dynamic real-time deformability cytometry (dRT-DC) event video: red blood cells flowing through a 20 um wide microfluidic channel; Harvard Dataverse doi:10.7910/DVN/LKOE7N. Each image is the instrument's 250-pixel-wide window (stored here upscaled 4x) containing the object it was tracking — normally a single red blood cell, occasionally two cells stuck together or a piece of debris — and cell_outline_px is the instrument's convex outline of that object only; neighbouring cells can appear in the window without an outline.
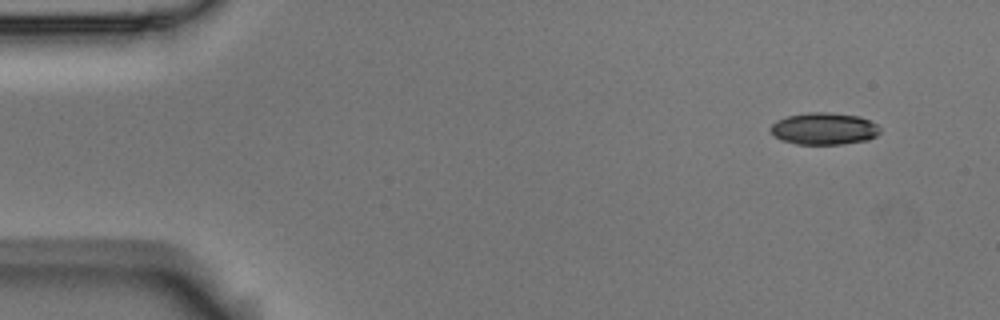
{"species": "Egyptian fruit bat (a non-hibernating species)", "species_latin": "Rousettus aegyptiacus", "temperature_condition": "room temperature", "stored_images_in_passage": 6, "camera_frame_rate_fps": 3000, "um_per_image_px": 0.085, "animal": {"sex": "male"}, "frame": {"image": 1, "passage_image": 1, "time_ms": 0.0, "image_size_px": [1000, 320], "cell_outline_px": [[880, 132], [876, 136], [868, 140], [844, 144], [796, 144], [780, 140], [772, 132], [772, 124], [776, 120], [788, 116], [808, 112], [828, 112], [860, 116], [876, 124], [880, 128]], "centroid_in_image_um": [70.07, 10.94], "position_along_channel_um": 14.9, "area_um2": 20.4}}
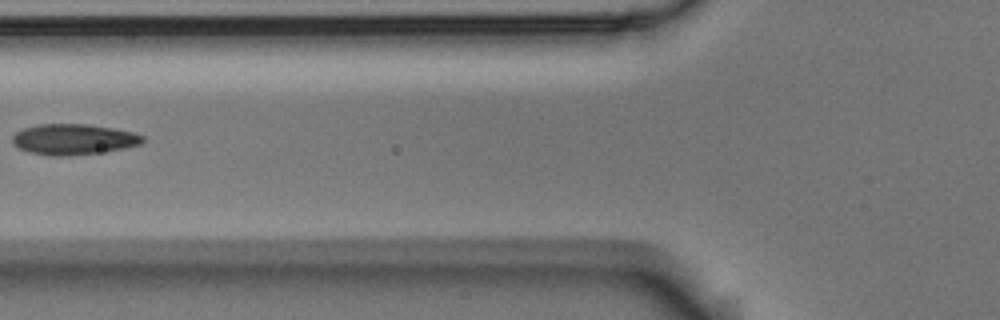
{"frame": {"image": 2, "passage_image": 5, "time_ms": 1.333, "image_size_px": [1000, 320], "cell_outline_px": [[144, 140], [140, 144], [124, 148], [68, 156], [48, 156], [28, 152], [12, 144], [12, 136], [16, 132], [24, 128], [40, 124], [88, 124], [112, 128], [132, 132], [144, 136]], "centroid_in_image_um": [6.2, 11.84], "position_along_channel_um": 119.6, "area_um2": 23.18}}
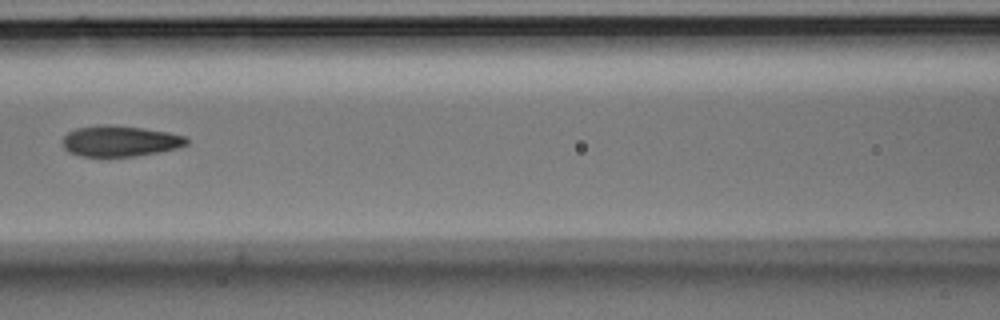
{"frame": {"image": 3, "passage_image": 6, "time_ms": 1.667, "image_size_px": [1000, 320], "cell_outline_px": [[188, 144], [176, 148], [156, 152], [132, 156], [80, 156], [68, 152], [64, 148], [64, 136], [68, 132], [76, 128], [100, 124], [108, 124], [144, 128], [168, 132], [184, 136], [188, 140]], "centroid_in_image_um": [10.17, 11.97], "position_along_channel_um": 156.4, "area_um2": 22.14}}